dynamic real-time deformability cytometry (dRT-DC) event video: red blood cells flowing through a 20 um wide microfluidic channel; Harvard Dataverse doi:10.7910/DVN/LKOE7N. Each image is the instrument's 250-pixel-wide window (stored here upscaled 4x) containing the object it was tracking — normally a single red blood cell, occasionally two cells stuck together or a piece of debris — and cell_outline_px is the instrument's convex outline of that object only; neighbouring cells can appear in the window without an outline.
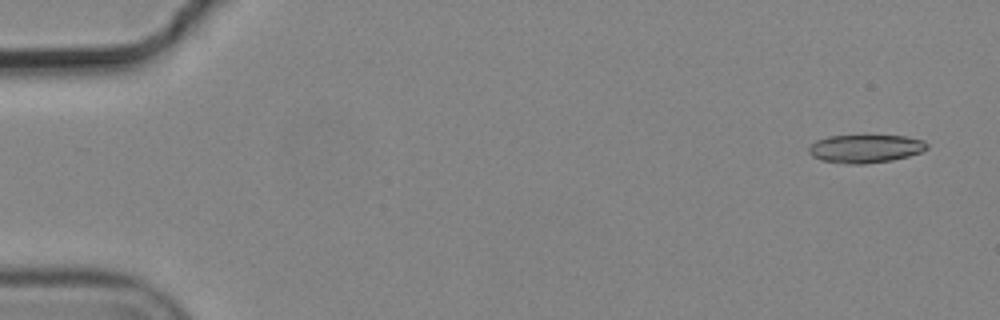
{"species": "common noctule bat (a hibernating species)", "species_latin": "Nyctalus noctula", "temperature_condition": "cold", "stored_images_in_passage": 4, "camera_frame_rate_fps": 3000, "um_per_image_px": 0.085, "animal": {"sex": "male", "body_mass_g": 19.2, "forearm_length_mm": 51.8}, "frame": {"image": 1, "passage_image": 1, "time_ms": 0.0, "image_size_px": [1000, 320], "cell_outline_px": [[928, 148], [920, 152], [908, 156], [892, 160], [864, 164], [848, 164], [820, 160], [812, 156], [808, 152], [808, 148], [816, 140], [828, 136], [904, 136], [924, 140], [928, 144]], "centroid_in_image_um": [73.54, 12.64], "position_along_channel_um": 11.5, "area_um2": 19.36}}
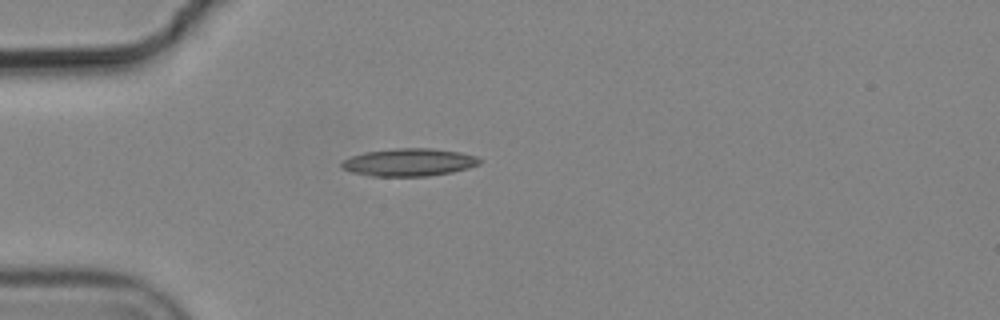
{"frame": {"image": 2, "passage_image": 4, "time_ms": 1.0, "image_size_px": [1000, 320], "cell_outline_px": [[480, 164], [468, 168], [452, 172], [428, 176], [372, 176], [352, 172], [340, 168], [340, 164], [344, 160], [352, 156], [364, 152], [396, 148], [432, 148], [460, 152], [476, 156], [480, 160]], "centroid_in_image_um": [34.76, 13.79], "position_along_channel_um": 50.2, "area_um2": 22.25}}